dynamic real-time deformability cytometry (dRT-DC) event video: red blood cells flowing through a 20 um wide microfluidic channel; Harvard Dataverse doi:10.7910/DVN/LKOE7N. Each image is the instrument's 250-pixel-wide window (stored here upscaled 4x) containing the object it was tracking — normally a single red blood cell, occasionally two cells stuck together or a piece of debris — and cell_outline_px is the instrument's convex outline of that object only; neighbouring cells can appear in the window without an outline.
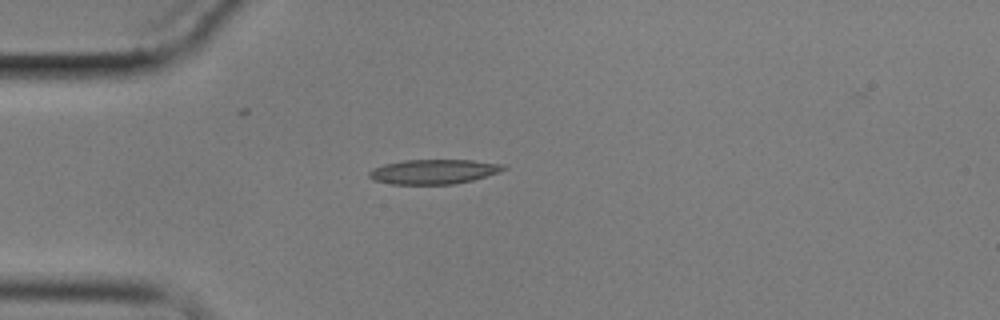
{"species": "common noctule bat (a hibernating species)", "species_latin": "Nyctalus noctula", "temperature_condition": "cold", "stored_images_in_passage": 4, "camera_frame_rate_fps": 3000, "um_per_image_px": 0.085, "animal": {"sex": "male", "body_mass_g": 17.9}, "frame": {"image": 1, "passage_image": 4, "time_ms": 3.667, "image_size_px": [1000, 320], "cell_outline_px": [[508, 168], [500, 172], [472, 180], [452, 184], [392, 184], [372, 180], [368, 176], [368, 172], [372, 168], [384, 164], [404, 160], [472, 160], [504, 164]], "centroid_in_image_um": [36.85, 14.59], "position_along_channel_um": 48.1, "area_um2": 19.36}}